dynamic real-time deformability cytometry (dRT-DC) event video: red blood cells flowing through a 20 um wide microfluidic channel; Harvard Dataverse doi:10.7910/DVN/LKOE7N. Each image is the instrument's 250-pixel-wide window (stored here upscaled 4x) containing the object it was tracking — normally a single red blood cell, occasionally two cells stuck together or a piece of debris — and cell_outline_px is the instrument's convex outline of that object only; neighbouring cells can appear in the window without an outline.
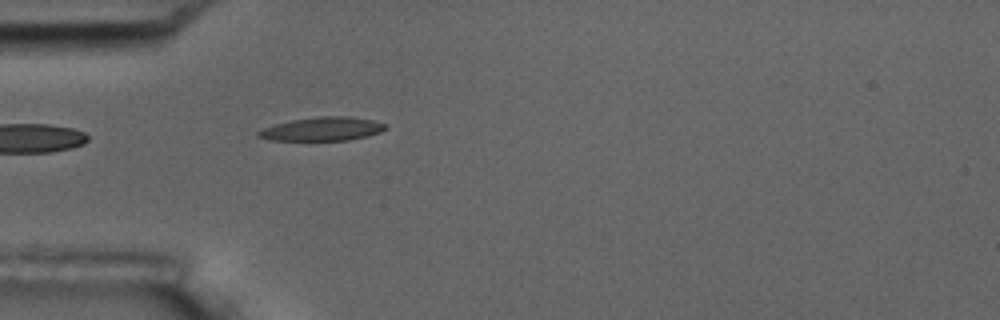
{"species": "common noctule bat (a hibernating species)", "species_latin": "Nyctalus noctula", "temperature_condition": "room temperature", "stored_images_in_passage": 4, "camera_frame_rate_fps": 3000, "um_per_image_px": 0.085, "animal": {"sex": "male", "body_mass_g": 17.5, "forearm_length_mm": 52.3}, "frame": {"image": 1, "passage_image": 4, "time_ms": 4.667, "image_size_px": [1000, 320], "cell_outline_px": [[388, 128], [380, 132], [368, 136], [348, 140], [272, 140], [256, 136], [256, 132], [264, 128], [276, 124], [292, 120], [316, 116], [352, 116], [372, 120], [388, 124]], "centroid_in_image_um": [27.45, 10.95], "position_along_channel_um": 57.6, "area_um2": 17.57}}